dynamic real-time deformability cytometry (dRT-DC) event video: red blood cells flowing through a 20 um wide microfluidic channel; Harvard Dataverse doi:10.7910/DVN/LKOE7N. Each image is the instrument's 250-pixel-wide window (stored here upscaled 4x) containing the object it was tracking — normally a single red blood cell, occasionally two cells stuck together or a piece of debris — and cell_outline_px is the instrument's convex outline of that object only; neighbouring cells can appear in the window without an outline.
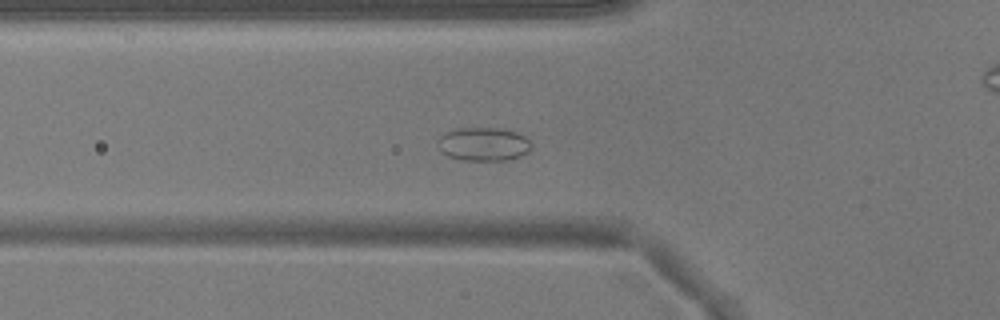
{"species": "common noctule bat (a hibernating species)", "species_latin": "Nyctalus noctula", "temperature_condition": "warm", "stored_images_in_passage": 50, "camera_frame_rate_fps": 3000, "um_per_image_px": 0.085, "animal": {"sex": "male", "body_mass_g": 17.9}, "frame": {"image": 1, "passage_image": 16, "time_ms": 5.0, "image_size_px": [1000, 320], "cell_outline_px": [[532, 148], [528, 152], [520, 156], [508, 160], [464, 160], [448, 156], [440, 152], [436, 144], [436, 140], [440, 136], [456, 128], [504, 128], [516, 132], [524, 136], [532, 144]], "centroid_in_image_um": [41.08, 12.25], "position_along_channel_um": 84.7, "area_um2": 18.5}}
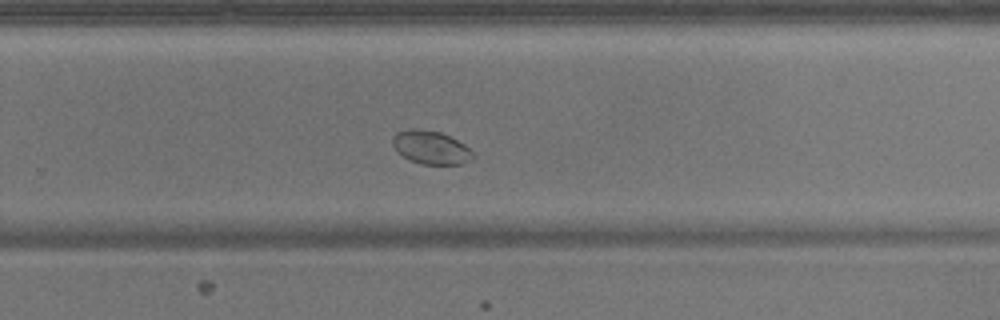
{"frame": {"image": 2, "passage_image": 32, "time_ms": 10.333, "image_size_px": [1000, 320], "cell_outline_px": [[476, 156], [472, 160], [460, 164], [424, 164], [408, 160], [392, 144], [392, 136], [396, 132], [412, 128], [416, 128], [440, 132], [464, 144]], "centroid_in_image_um": [36.62, 12.53], "position_along_channel_um": 293.2, "area_um2": 15.49}}
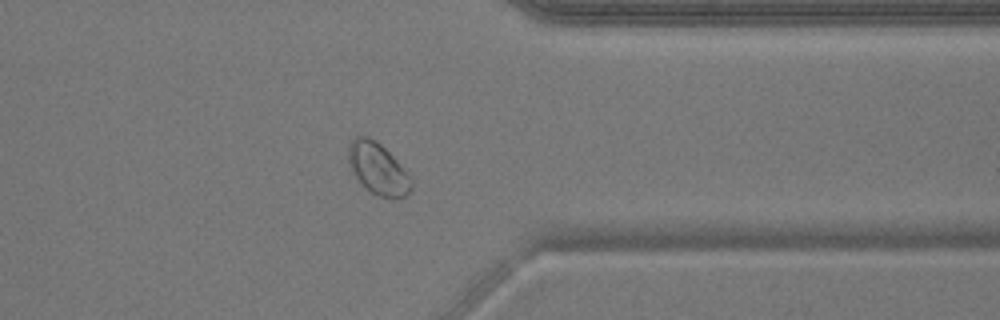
{"frame": {"image": 3, "passage_image": 39, "time_ms": 12.667, "image_size_px": [1000, 320], "cell_outline_px": [[412, 188], [408, 196], [380, 196], [372, 192], [356, 176], [348, 160], [348, 144], [356, 136], [368, 136], [376, 140], [396, 160], [412, 180]], "centroid_in_image_um": [32.12, 14.29], "position_along_channel_um": 379.3, "area_um2": 18.21}}